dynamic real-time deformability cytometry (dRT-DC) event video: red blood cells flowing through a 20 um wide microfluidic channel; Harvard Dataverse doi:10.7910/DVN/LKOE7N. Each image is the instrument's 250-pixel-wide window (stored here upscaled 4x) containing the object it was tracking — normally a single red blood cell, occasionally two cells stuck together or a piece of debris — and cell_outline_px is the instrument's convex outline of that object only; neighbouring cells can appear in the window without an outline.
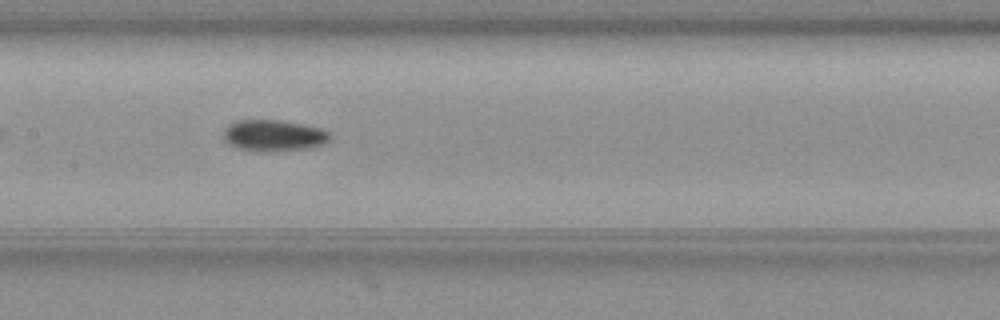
{"species": "common noctule bat (a hibernating species)", "species_latin": "Nyctalus noctula", "temperature_condition": "warm", "stored_images_in_passage": 40, "camera_frame_rate_fps": 3000, "um_per_image_px": 0.085, "animal": {"sex": "female", "body_mass_g": 19.3, "forearm_length_mm": 54.1}, "frame": {"image": 1, "passage_image": 13, "time_ms": 4.0, "image_size_px": [1000, 320], "cell_outline_px": [[328, 140], [324, 144], [308, 148], [264, 152], [236, 148], [228, 144], [224, 140], [224, 132], [228, 124], [236, 120], [280, 120], [320, 128], [328, 132]], "centroid_in_image_um": [23.2, 11.52], "position_along_channel_um": 184.2, "area_um2": 19.31}}
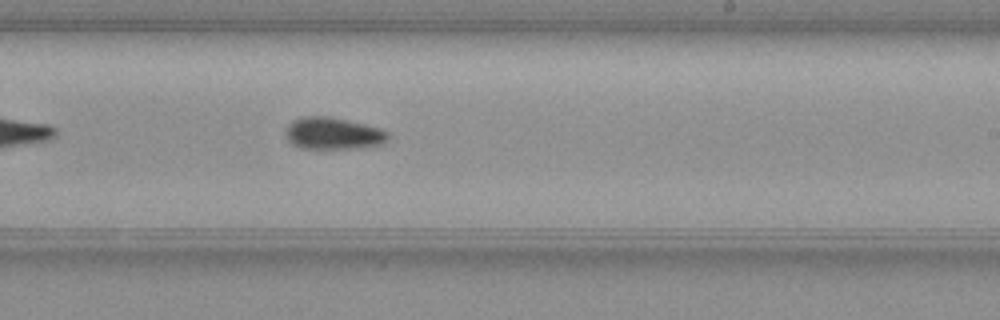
{"frame": {"image": 2, "passage_image": 19, "time_ms": 6.0, "image_size_px": [1000, 320], "cell_outline_px": [[388, 140], [384, 144], [364, 148], [300, 148], [292, 144], [288, 140], [288, 124], [292, 120], [300, 116], [332, 116], [380, 128], [388, 132]], "centroid_in_image_um": [28.36, 11.33], "position_along_channel_um": 260.6, "area_um2": 19.19}}
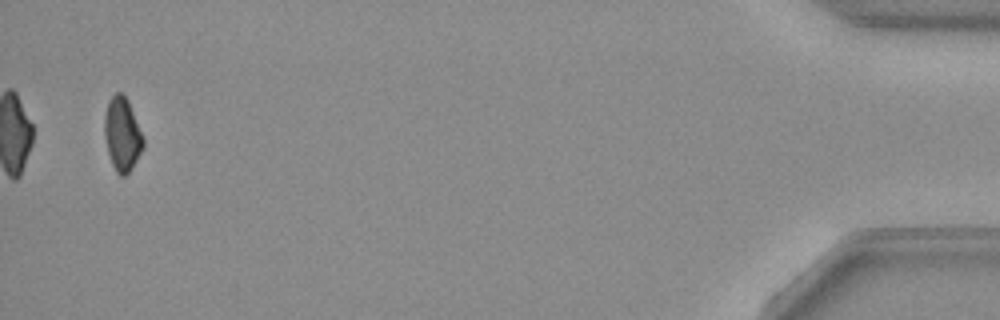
{"frame": {"image": 3, "passage_image": 39, "time_ms": 12.667, "image_size_px": [1000, 320], "cell_outline_px": [[144, 148], [132, 168], [124, 176], [120, 176], [116, 172], [112, 164], [108, 152], [104, 136], [104, 116], [108, 100], [116, 92], [124, 92], [128, 100], [144, 140]], "centroid_in_image_um": [10.38, 11.4], "position_along_channel_um": 424.8, "area_um2": 16.7}, "authors_computed_cell_mechanics": {"area_um2": 18.3226, "velocity_mm_per_s": 3.8483, "shape_relaxation_time_tau1_ms": 2.8936, "shape_relaxation_time_tau2_ms": null, "deformation_change_tau1": 0.111, "deformation_change_tau2": null}}